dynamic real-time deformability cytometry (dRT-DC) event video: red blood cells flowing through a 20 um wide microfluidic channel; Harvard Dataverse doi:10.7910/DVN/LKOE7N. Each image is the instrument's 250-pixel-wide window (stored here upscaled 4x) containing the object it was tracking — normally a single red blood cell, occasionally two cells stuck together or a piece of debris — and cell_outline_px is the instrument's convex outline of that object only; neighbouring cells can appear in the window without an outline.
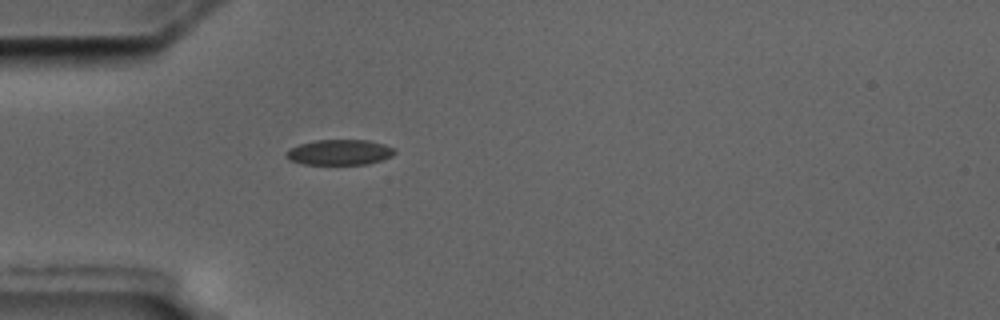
{"species": "common noctule bat (a hibernating species)", "species_latin": "Nyctalus noctula", "temperature_condition": "cold", "stored_images_in_passage": 1, "camera_frame_rate_fps": 3000, "um_per_image_px": 0.085, "animal": {"sex": "male", "body_mass_g": 17.5, "forearm_length_mm": 52.3}, "frame": {"image": 1, "passage_image": 1, "time_ms": 0.0, "image_size_px": [1000, 320], "cell_outline_px": [[396, 152], [392, 156], [368, 164], [304, 164], [288, 160], [284, 156], [284, 152], [288, 148], [300, 144], [316, 140], [368, 140], [384, 144], [396, 148]], "centroid_in_image_um": [28.83, 12.94], "position_along_channel_um": 56.2, "area_um2": 16.24}}